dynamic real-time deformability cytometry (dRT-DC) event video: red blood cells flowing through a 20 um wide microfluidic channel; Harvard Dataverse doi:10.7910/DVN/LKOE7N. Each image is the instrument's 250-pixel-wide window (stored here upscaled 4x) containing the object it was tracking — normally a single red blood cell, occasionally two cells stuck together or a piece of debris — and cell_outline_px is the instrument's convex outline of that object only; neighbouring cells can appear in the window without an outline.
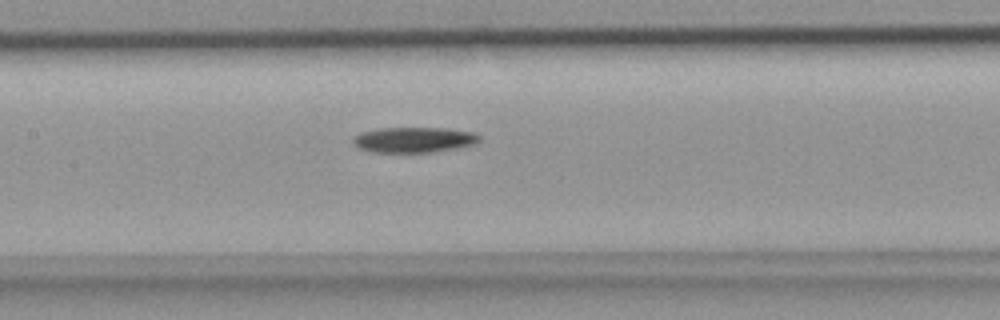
{"species": "common noctule bat (a hibernating species)", "species_latin": "Nyctalus noctula", "temperature_condition": "room temperature", "stored_images_in_passage": 28, "camera_frame_rate_fps": 3000, "um_per_image_px": 0.085, "animal": {"sex": "female", "body_mass_g": 18.4}, "frame": {"image": 1, "passage_image": 11, "time_ms": 3.333, "image_size_px": [1000, 320], "cell_outline_px": [[480, 140], [476, 144], [460, 148], [432, 152], [372, 152], [360, 148], [352, 140], [356, 136], [364, 132], [380, 128], [448, 128], [476, 132], [480, 136]], "centroid_in_image_um": [35.29, 11.88], "position_along_channel_um": 172.1, "area_um2": 18.73}}
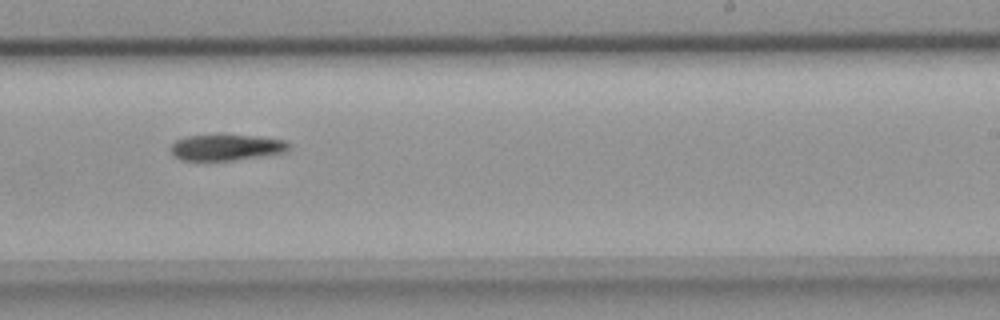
{"frame": {"image": 2, "passage_image": 17, "time_ms": 5.333, "image_size_px": [1000, 320], "cell_outline_px": [[292, 148], [284, 152], [260, 156], [232, 160], [180, 160], [172, 156], [168, 148], [176, 140], [188, 136], [256, 136], [288, 140], [292, 144]], "centroid_in_image_um": [19.25, 12.54], "position_along_channel_um": 269.8, "area_um2": 17.86}}
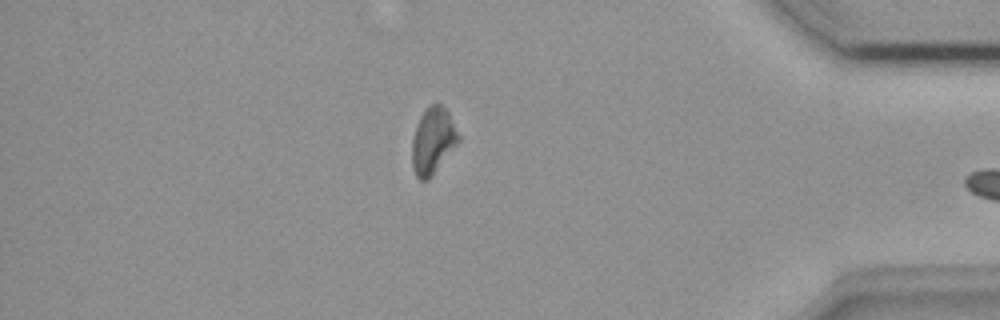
{"frame": {"image": 3, "passage_image": 27, "time_ms": 8.667, "image_size_px": [1000, 320], "cell_outline_px": [[460, 140], [432, 176], [428, 180], [420, 180], [416, 176], [412, 168], [412, 140], [420, 116], [432, 104], [440, 104], [448, 112], [460, 136]], "centroid_in_image_um": [36.79, 12.0], "position_along_channel_um": 398.4, "area_um2": 17.69}}